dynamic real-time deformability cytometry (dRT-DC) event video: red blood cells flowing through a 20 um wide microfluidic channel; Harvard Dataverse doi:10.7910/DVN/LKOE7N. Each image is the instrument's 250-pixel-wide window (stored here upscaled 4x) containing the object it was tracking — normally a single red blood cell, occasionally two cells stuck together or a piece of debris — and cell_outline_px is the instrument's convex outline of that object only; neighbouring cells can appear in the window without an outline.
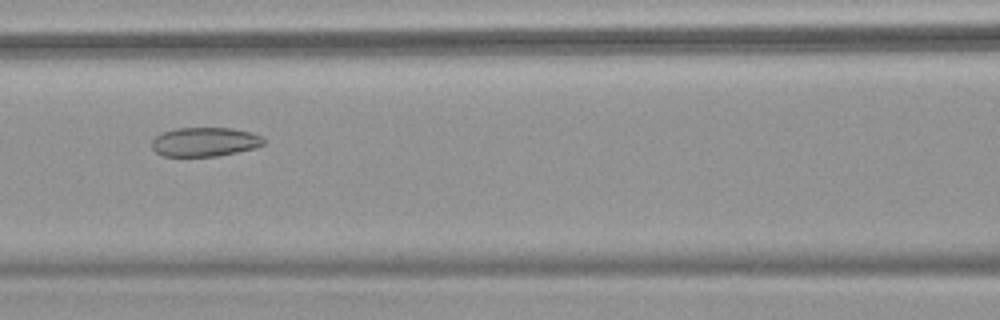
{"species": "common noctule bat (a hibernating species)", "species_latin": "Nyctalus noctula", "temperature_condition": "warm", "stored_images_in_passage": 54, "camera_frame_rate_fps": 3000, "um_per_image_px": 0.085, "animal": {"sex": "female", "body_mass_g": 18.4}, "frame": {"image": 1, "passage_image": 25, "time_ms": 8.0, "image_size_px": [1000, 320], "cell_outline_px": [[264, 144], [256, 148], [216, 156], [164, 156], [156, 152], [152, 148], [152, 140], [160, 132], [176, 128], [232, 128], [252, 132], [260, 136], [264, 140]], "centroid_in_image_um": [17.39, 12.05], "position_along_channel_um": 149.2, "area_um2": 19.02}}
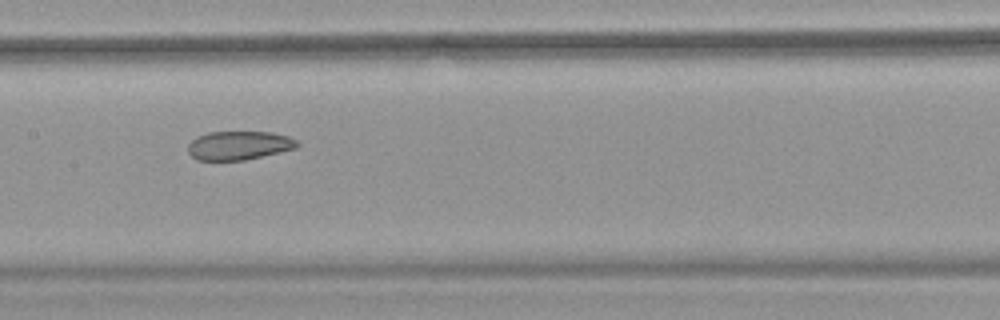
{"frame": {"image": 2, "passage_image": 28, "time_ms": 9.0, "image_size_px": [1000, 320], "cell_outline_px": [[300, 144], [296, 148], [280, 152], [244, 160], [196, 160], [188, 152], [188, 144], [196, 136], [208, 132], [272, 132], [288, 136], [296, 140]], "centroid_in_image_um": [20.3, 12.36], "position_along_channel_um": 187.1, "area_um2": 18.32}}
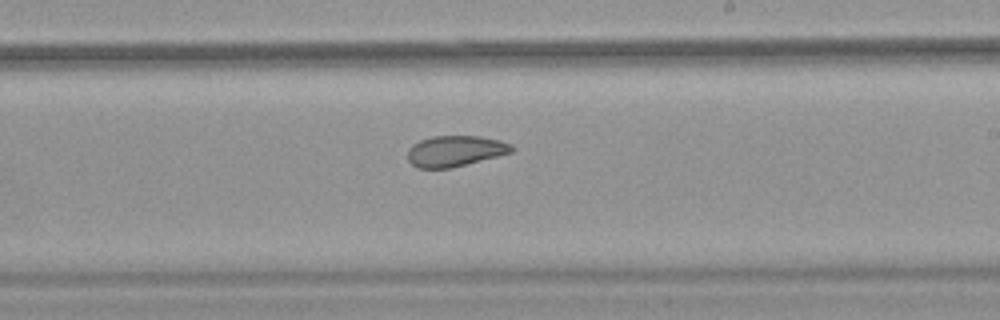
{"frame": {"image": 3, "passage_image": 33, "time_ms": 10.667, "image_size_px": [1000, 320], "cell_outline_px": [[516, 148], [512, 152], [452, 168], [416, 168], [408, 160], [408, 148], [412, 144], [420, 140], [432, 136], [480, 136], [500, 140], [512, 144]], "centroid_in_image_um": [38.69, 12.83], "position_along_channel_um": 250.3, "area_um2": 18.84}, "authors_computed_cell_mechanics": {"area_um2": 23.9581, "velocity_mm_per_s": 3.8154, "shape_relaxation_time_tau1_ms": null, "shape_relaxation_time_tau2_ms": 3.197, "deformation_change_tau1": null, "deformation_change_tau2": 0.0846}}